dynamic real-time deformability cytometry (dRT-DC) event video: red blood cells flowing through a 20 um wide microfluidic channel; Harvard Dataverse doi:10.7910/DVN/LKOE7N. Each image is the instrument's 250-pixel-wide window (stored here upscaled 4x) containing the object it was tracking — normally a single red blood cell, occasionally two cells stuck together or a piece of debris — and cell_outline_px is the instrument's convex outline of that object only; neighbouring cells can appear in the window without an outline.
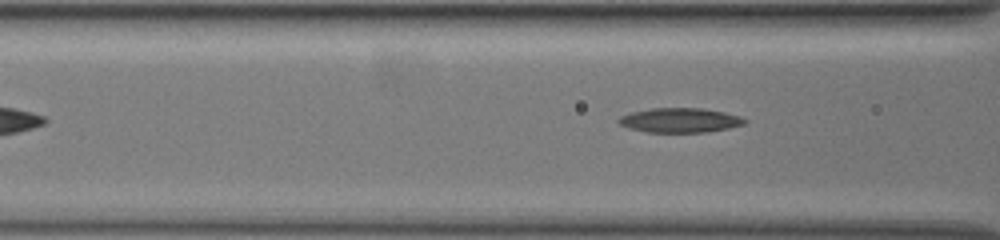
{"species": "common noctule bat (a hibernating species)", "species_latin": "Nyctalus noctula", "temperature_condition": "warm", "stored_images_in_passage": 31, "camera_frame_rate_fps": 3000, "um_per_image_px": 0.085, "animal": {"sex": "female", "body_mass_g": 19.5, "forearm_length_mm": 54.1}, "frame": {"image": 1, "passage_image": 8, "time_ms": 2.333, "image_size_px": [1000, 240], "cell_outline_px": [[748, 120], [744, 124], [728, 128], [708, 132], [648, 132], [628, 128], [620, 124], [616, 120], [620, 116], [632, 112], [652, 108], [700, 108], [724, 112], [740, 116]], "centroid_in_image_um": [57.79, 10.22], "position_along_channel_um": 108.8, "area_um2": 17.98}}
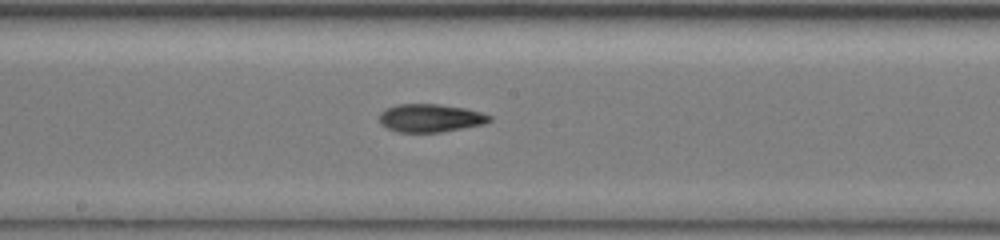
{"frame": {"image": 2, "passage_image": 16, "time_ms": 5.0, "image_size_px": [1000, 240], "cell_outline_px": [[492, 120], [484, 124], [440, 132], [396, 132], [380, 124], [380, 112], [384, 108], [396, 104], [436, 104], [464, 108], [480, 112], [492, 116]], "centroid_in_image_um": [36.55, 10.03], "position_along_channel_um": 211.7, "area_um2": 18.03}}
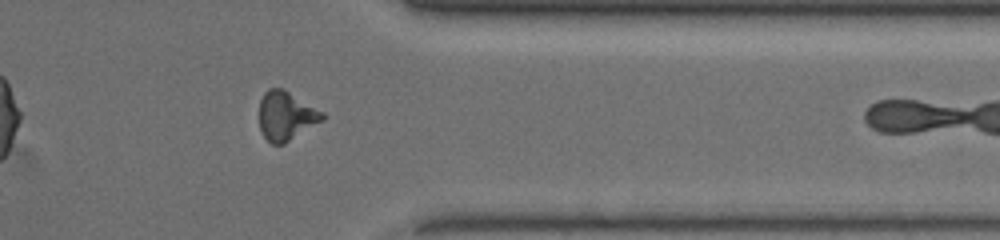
{"frame": {"image": 3, "passage_image": 29, "time_ms": 9.333, "image_size_px": [1000, 240], "cell_outline_px": [[324, 120], [284, 144], [272, 144], [260, 132], [260, 100], [264, 92], [268, 88], [284, 88], [324, 112]], "centroid_in_image_um": [24.32, 9.83], "position_along_channel_um": 387.1, "area_um2": 18.15}}